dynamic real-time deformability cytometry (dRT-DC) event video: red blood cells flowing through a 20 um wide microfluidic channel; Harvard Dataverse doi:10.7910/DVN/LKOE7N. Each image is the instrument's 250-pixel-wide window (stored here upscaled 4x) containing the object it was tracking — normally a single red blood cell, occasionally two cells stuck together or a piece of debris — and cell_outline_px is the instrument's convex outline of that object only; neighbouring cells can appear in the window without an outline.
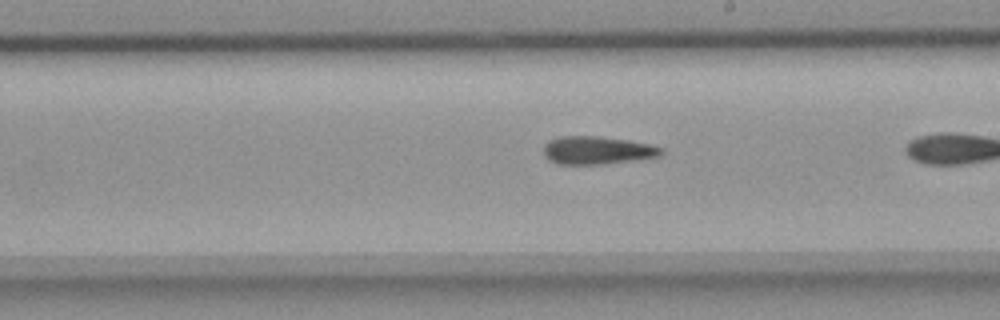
{"species": "common noctule bat (a hibernating species)", "species_latin": "Nyctalus noctula", "temperature_condition": "room temperature", "stored_images_in_passage": 11, "camera_frame_rate_fps": 3000, "um_per_image_px": 0.085, "animal": {"sex": "female", "body_mass_g": 18.4}, "frame": {"image": 1, "passage_image": 10, "time_ms": 3.0, "image_size_px": [1000, 320], "cell_outline_px": [[664, 152], [660, 156], [600, 164], [556, 164], [548, 160], [544, 156], [544, 144], [548, 140], [560, 136], [600, 136], [628, 140], [648, 144], [664, 148]], "centroid_in_image_um": [50.72, 12.77], "position_along_channel_um": 238.3, "area_um2": 19.19}}